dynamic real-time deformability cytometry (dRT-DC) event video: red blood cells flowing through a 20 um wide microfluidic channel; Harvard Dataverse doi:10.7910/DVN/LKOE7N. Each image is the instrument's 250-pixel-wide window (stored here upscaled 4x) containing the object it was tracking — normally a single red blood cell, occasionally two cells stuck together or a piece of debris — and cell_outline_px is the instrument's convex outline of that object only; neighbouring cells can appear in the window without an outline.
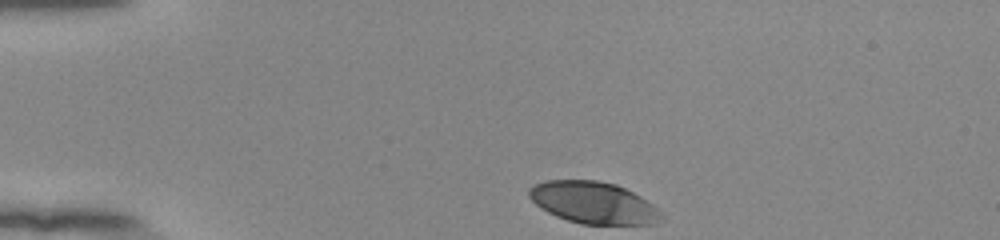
{"species": "human", "species_latin": "Homo sapiens", "temperature_condition": "room temperature", "stored_images_in_passage": 35, "camera_frame_rate_fps": 3000, "um_per_image_px": 0.085, "donor": {"sex": "female"}, "frame": {"image": 1, "passage_image": 1, "time_ms": 0.0, "image_size_px": [1000, 240], "cell_outline_px": [[664, 216], [652, 224], [580, 224], [556, 216], [540, 208], [528, 196], [528, 188], [536, 184], [548, 180], [596, 180], [616, 184], [640, 196], [652, 204]], "centroid_in_image_um": [50.41, 17.22], "position_along_channel_um": 34.6, "area_um2": 32.02}}
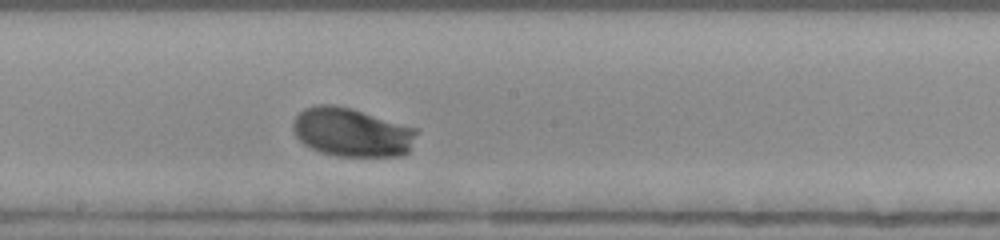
{"frame": {"image": 2, "passage_image": 20, "time_ms": 6.333, "image_size_px": [1000, 240], "cell_outline_px": [[420, 128], [408, 152], [404, 156], [336, 156], [320, 152], [304, 144], [296, 136], [292, 128], [292, 124], [296, 116], [304, 108], [320, 104], [332, 104], [348, 108]], "centroid_in_image_um": [29.92, 11.25], "position_along_channel_um": 218.3, "area_um2": 35.2}}
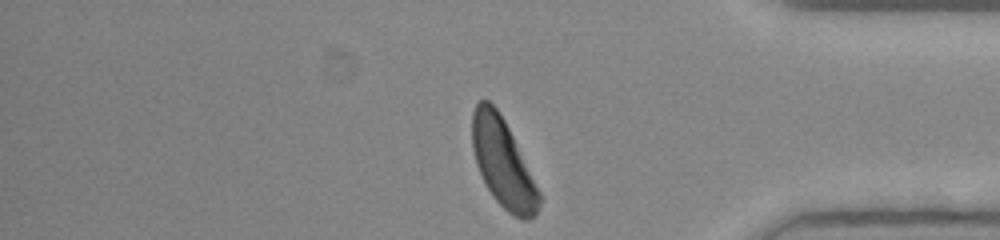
{"frame": {"image": 3, "passage_image": 35, "time_ms": 11.333, "image_size_px": [1000, 240], "cell_outline_px": [[540, 204], [536, 216], [528, 220], [520, 220], [508, 212], [496, 200], [488, 188], [476, 164], [472, 148], [472, 112], [476, 104], [480, 100], [488, 100], [496, 108], [504, 120], [540, 192]], "centroid_in_image_um": [42.74, 13.88], "position_along_channel_um": 392.5, "area_um2": 33.93}, "authors_computed_cell_mechanics": {"area_um2": 34.1598, "velocity_mm_per_s": 3.8388, "shape_relaxation_time_tau1_ms": 2.191, "shape_relaxation_time_tau2_ms": null, "deformation_change_tau1": 0.1433, "deformation_change_tau2": null}}